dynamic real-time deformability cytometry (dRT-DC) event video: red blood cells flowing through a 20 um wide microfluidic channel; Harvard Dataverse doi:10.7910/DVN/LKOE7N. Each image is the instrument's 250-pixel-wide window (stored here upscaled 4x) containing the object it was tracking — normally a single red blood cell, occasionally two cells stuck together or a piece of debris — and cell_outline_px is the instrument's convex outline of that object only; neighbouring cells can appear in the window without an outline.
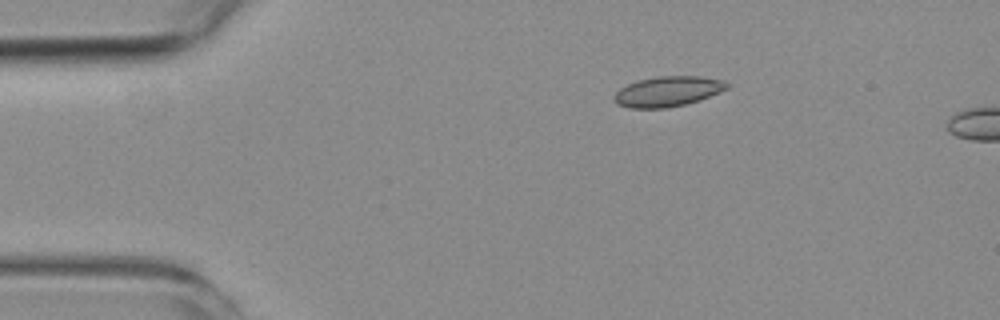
{"species": "common noctule bat (a hibernating species)", "species_latin": "Nyctalus noctula", "temperature_condition": "room temperature", "stored_images_in_passage": 6, "camera_frame_rate_fps": 3000, "um_per_image_px": 0.085, "animal": {"sex": "female", "body_mass_g": 19.3, "forearm_length_mm": 54.1}, "frame": {"image": 1, "passage_image": 6, "time_ms": 6.667, "image_size_px": [1000, 320], "cell_outline_px": [[728, 88], [720, 92], [700, 100], [668, 108], [628, 108], [616, 104], [612, 96], [620, 88], [628, 84], [640, 80], [656, 76], [700, 76], [724, 80], [728, 84]], "centroid_in_image_um": [56.75, 7.77], "position_along_channel_um": 28.3, "area_um2": 19.94}}